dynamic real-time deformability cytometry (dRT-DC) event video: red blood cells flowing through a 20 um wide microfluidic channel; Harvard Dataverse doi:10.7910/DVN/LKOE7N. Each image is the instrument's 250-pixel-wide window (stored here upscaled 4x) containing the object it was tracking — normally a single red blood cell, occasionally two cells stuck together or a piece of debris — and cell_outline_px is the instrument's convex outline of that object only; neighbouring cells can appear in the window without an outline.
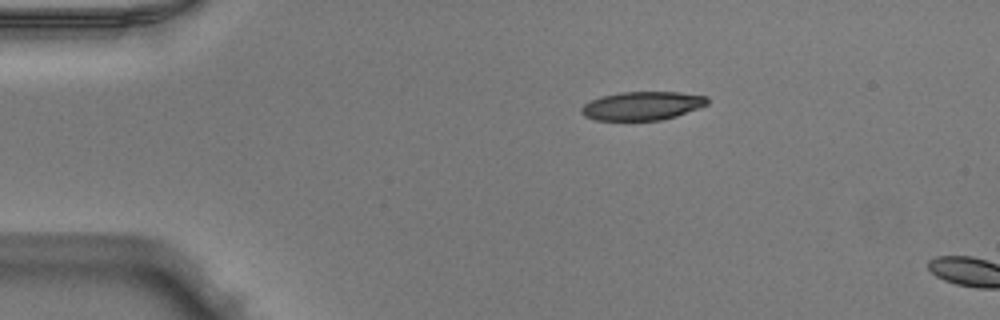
{"species": "Egyptian fruit bat (a non-hibernating species)", "species_latin": "Rousettus aegyptiacus", "temperature_condition": "warm", "stored_images_in_passage": 4, "camera_frame_rate_fps": 3000, "um_per_image_px": 0.085, "animal": {"sex": "male"}, "frame": {"image": 1, "passage_image": 1, "time_ms": 0.0, "image_size_px": [1000, 320], "cell_outline_px": [[708, 104], [700, 108], [676, 116], [660, 120], [596, 120], [584, 116], [580, 112], [580, 108], [584, 104], [600, 96], [620, 92], [680, 92], [708, 96]], "centroid_in_image_um": [54.6, 8.99], "position_along_channel_um": 30.4, "area_um2": 21.1}}